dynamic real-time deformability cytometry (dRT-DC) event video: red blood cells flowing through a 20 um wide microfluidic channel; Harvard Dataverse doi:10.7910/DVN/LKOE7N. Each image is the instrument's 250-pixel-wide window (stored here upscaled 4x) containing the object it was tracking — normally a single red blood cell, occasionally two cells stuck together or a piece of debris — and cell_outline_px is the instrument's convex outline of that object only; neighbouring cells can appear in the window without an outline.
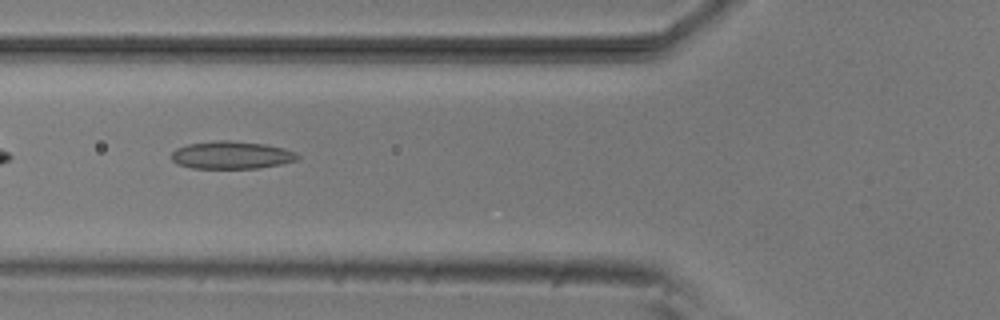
{"species": "common noctule bat (a hibernating species)", "species_latin": "Nyctalus noctula", "temperature_condition": "room temperature", "stored_images_in_passage": 37, "camera_frame_rate_fps": 3000, "um_per_image_px": 0.085, "animal": {"sex": "male", "body_mass_g": 20.5, "forearm_length_mm": 52.5}, "frame": {"image": 1, "passage_image": 4, "time_ms": 1.0, "image_size_px": [1000, 320], "cell_outline_px": [[300, 156], [296, 160], [280, 164], [260, 168], [192, 168], [176, 164], [172, 160], [172, 152], [176, 148], [188, 144], [220, 140], [228, 140], [264, 144], [284, 148], [296, 152]], "centroid_in_image_um": [19.67, 13.18], "position_along_channel_um": 106.1, "area_um2": 20.29}}
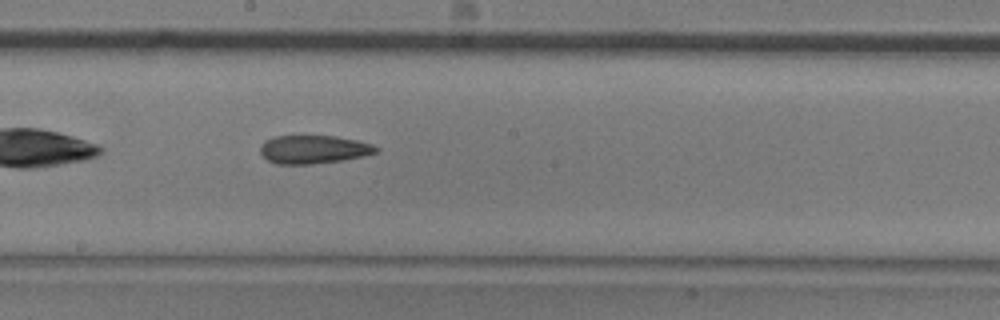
{"frame": {"image": 2, "passage_image": 13, "time_ms": 4.0, "image_size_px": [1000, 320], "cell_outline_px": [[380, 152], [364, 156], [344, 160], [312, 164], [276, 164], [268, 160], [260, 152], [260, 148], [264, 140], [272, 136], [336, 136], [356, 140], [372, 144], [380, 148]], "centroid_in_image_um": [26.68, 12.7], "position_along_channel_um": 221.5, "area_um2": 19.31}}
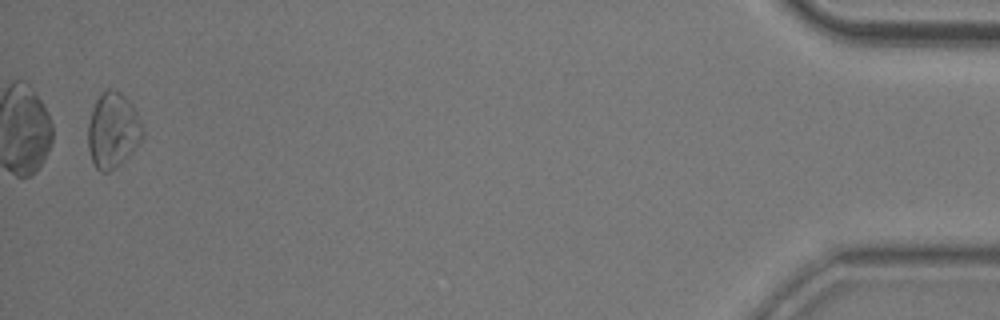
{"frame": {"image": 3, "passage_image": 36, "time_ms": 11.667, "image_size_px": [1000, 320], "cell_outline_px": [[144, 136], [132, 152], [120, 164], [108, 172], [100, 172], [92, 164], [88, 148], [88, 124], [92, 108], [96, 100], [108, 88], [112, 88], [120, 92], [132, 104], [144, 128]], "centroid_in_image_um": [9.59, 11.09], "position_along_channel_um": 425.6, "area_um2": 24.1}, "authors_computed_cell_mechanics": {"area_um2": 19.8254, "velocity_mm_per_s": 3.8327, "shape_relaxation_time_tau1_ms": null, "shape_relaxation_time_tau2_ms": 6.0908, "deformation_change_tau1": null, "deformation_change_tau2": 0.1629}}